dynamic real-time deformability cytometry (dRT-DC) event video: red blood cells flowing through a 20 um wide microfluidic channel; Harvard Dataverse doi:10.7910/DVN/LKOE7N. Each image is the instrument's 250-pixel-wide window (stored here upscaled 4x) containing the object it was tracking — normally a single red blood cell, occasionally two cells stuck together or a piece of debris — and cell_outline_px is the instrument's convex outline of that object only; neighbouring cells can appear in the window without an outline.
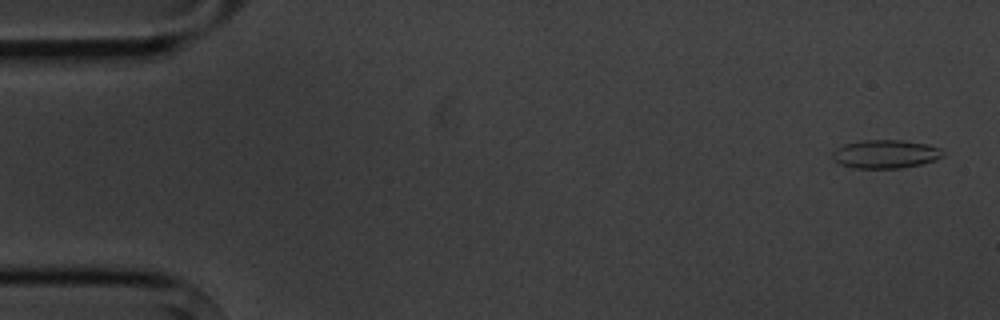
{"species": "common noctule bat (a hibernating species)", "species_latin": "Nyctalus noctula", "temperature_condition": "cold", "stored_images_in_passage": 6, "camera_frame_rate_fps": 3000, "um_per_image_px": 0.085, "animal": {"sex": "male", "body_mass_g": 20.1, "forearm_length_mm": 53.5}, "frame": {"image": 1, "passage_image": 1, "time_ms": 0.0, "image_size_px": [1000, 320], "cell_outline_px": [[944, 156], [936, 160], [920, 164], [900, 168], [852, 168], [840, 164], [832, 160], [832, 152], [836, 148], [844, 144], [864, 140], [900, 140], [928, 144], [940, 148], [944, 152]], "centroid_in_image_um": [75.25, 13.09], "position_along_channel_um": 9.7, "area_um2": 18.44}}
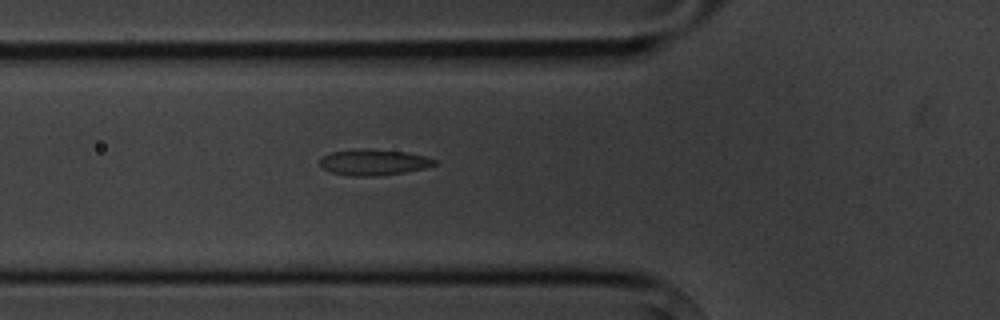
{"frame": {"image": 2, "passage_image": 6, "time_ms": 5.667, "image_size_px": [1000, 320], "cell_outline_px": [[436, 164], [424, 168], [404, 172], [376, 176], [352, 176], [332, 172], [320, 168], [320, 160], [324, 156], [332, 152], [360, 148], [364, 148], [404, 152], [424, 156], [436, 160]], "centroid_in_image_um": [31.72, 13.79], "position_along_channel_um": 94.1, "area_um2": 17.17}}